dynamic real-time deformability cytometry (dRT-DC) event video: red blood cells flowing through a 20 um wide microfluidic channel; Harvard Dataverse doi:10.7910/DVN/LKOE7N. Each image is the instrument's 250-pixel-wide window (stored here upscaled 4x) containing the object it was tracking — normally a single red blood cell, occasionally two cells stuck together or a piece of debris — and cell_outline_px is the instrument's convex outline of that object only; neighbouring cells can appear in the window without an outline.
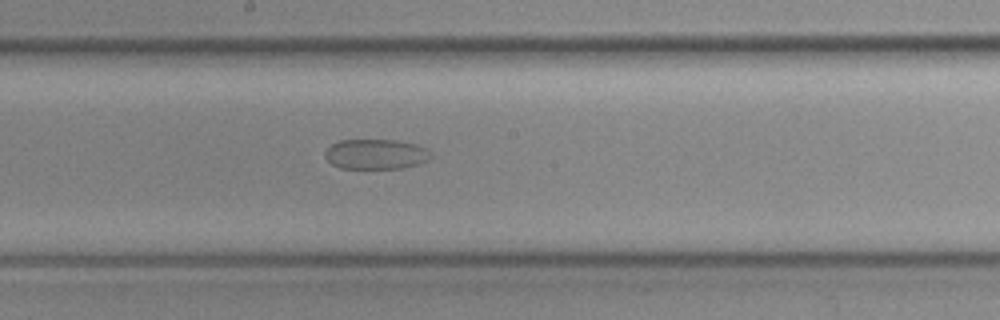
{"species": "common noctule bat (a hibernating species)", "species_latin": "Nyctalus noctula", "temperature_condition": "cold", "stored_images_in_passage": 44, "camera_frame_rate_fps": 3000, "um_per_image_px": 0.085, "animal": {"sex": "female", "body_mass_g": 19.3, "forearm_length_mm": 54.1}, "frame": {"image": 1, "passage_image": 21, "time_ms": 6.667, "image_size_px": [1000, 320], "cell_outline_px": [[432, 156], [428, 160], [416, 164], [400, 168], [340, 168], [332, 164], [324, 156], [324, 152], [332, 144], [340, 140], [396, 140], [416, 144], [428, 148], [432, 152]], "centroid_in_image_um": [31.96, 13.09], "position_along_channel_um": 216.2, "area_um2": 18.55}}
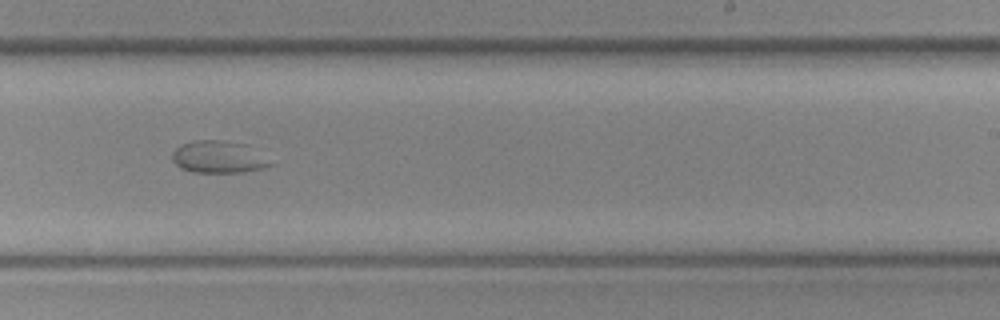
{"frame": {"image": 2, "passage_image": 25, "time_ms": 8.0, "image_size_px": [1000, 320], "cell_outline_px": [[272, 164], [260, 168], [244, 172], [192, 172], [180, 168], [172, 160], [172, 152], [176, 148], [192, 140], [220, 140], [248, 144]], "centroid_in_image_um": [18.51, 13.34], "position_along_channel_um": 270.5, "area_um2": 18.15}}
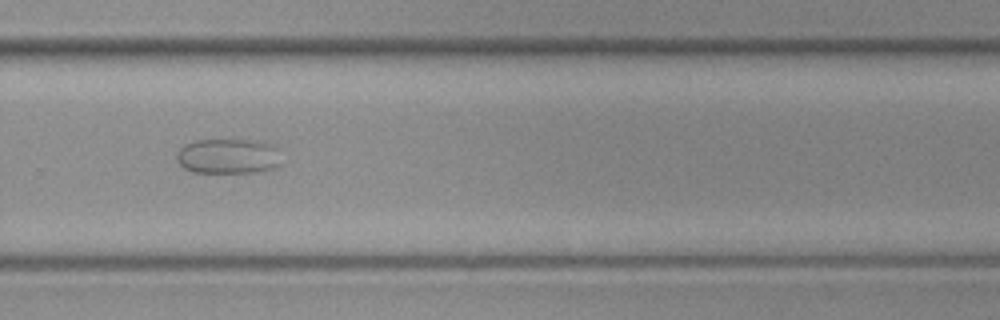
{"frame": {"image": 3, "passage_image": 28, "time_ms": 9.0, "image_size_px": [1000, 320], "cell_outline_px": [[284, 164], [272, 168], [252, 172], [192, 172], [184, 168], [176, 160], [176, 152], [184, 144], [196, 140], [260, 140], [272, 144], [280, 148]], "centroid_in_image_um": [19.46, 13.26], "position_along_channel_um": 310.3, "area_um2": 21.96}}